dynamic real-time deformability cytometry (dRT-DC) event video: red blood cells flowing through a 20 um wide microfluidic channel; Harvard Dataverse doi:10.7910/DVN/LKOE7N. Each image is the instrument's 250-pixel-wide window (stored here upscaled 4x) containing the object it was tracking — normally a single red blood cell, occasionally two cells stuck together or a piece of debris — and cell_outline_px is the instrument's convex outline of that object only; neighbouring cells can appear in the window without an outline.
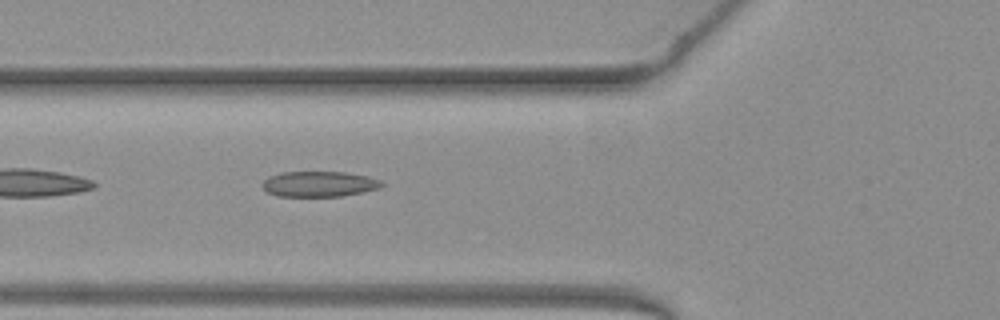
{"species": "common noctule bat (a hibernating species)", "species_latin": "Nyctalus noctula", "temperature_condition": "warm", "stored_images_in_passage": 35, "camera_frame_rate_fps": 3000, "um_per_image_px": 0.085, "animal": {"sex": "female", "body_mass_g": 19.3, "forearm_length_mm": 54.1}, "frame": {"image": 1, "passage_image": 3, "time_ms": 0.667, "image_size_px": [1000, 320], "cell_outline_px": [[384, 184], [380, 188], [340, 196], [276, 196], [268, 192], [260, 184], [268, 176], [280, 172], [344, 172], [368, 176], [380, 180]], "centroid_in_image_um": [27.09, 15.63], "position_along_channel_um": 98.7, "area_um2": 17.69}}
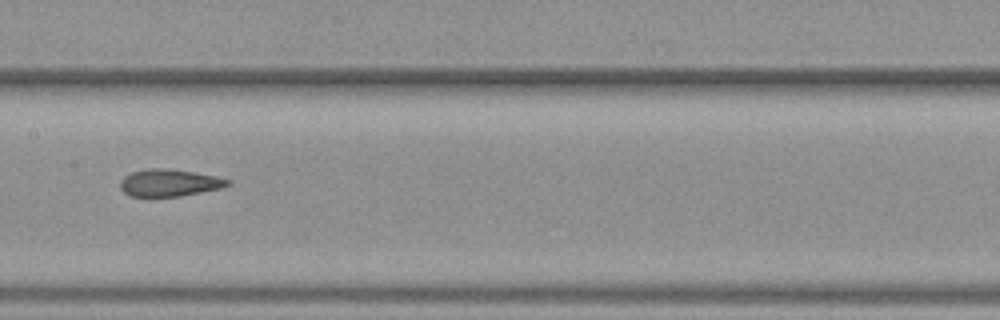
{"frame": {"image": 2, "passage_image": 10, "time_ms": 3.0, "image_size_px": [1000, 320], "cell_outline_px": [[232, 184], [220, 188], [180, 196], [152, 200], [148, 200], [128, 196], [120, 188], [120, 180], [124, 176], [132, 172], [152, 168], [164, 168], [192, 172], [216, 176], [232, 180]], "centroid_in_image_um": [14.33, 15.59], "position_along_channel_um": 193.1, "area_um2": 17.69}}
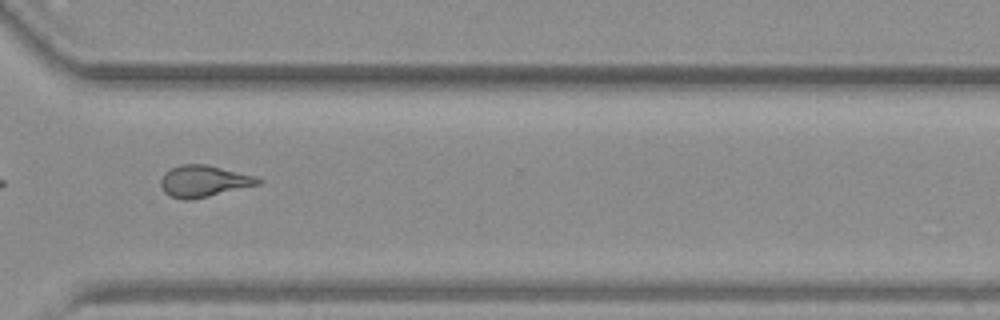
{"frame": {"image": 3, "passage_image": 22, "time_ms": 7.0, "image_size_px": [1000, 320], "cell_outline_px": [[264, 180], [260, 184], [192, 200], [180, 200], [168, 196], [164, 192], [160, 184], [160, 180], [164, 172], [180, 164], [204, 164], [252, 176]], "centroid_in_image_um": [17.25, 15.42], "position_along_channel_um": 353.4, "area_um2": 17.8}}